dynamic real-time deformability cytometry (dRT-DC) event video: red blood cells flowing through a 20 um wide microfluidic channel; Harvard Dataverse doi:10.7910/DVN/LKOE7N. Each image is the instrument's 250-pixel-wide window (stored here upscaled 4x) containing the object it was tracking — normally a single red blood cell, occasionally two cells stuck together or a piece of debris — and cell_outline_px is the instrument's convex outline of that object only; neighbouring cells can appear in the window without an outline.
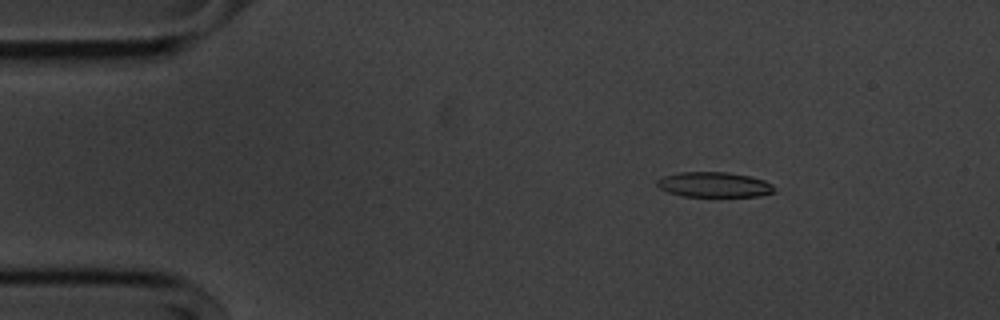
{"species": "common noctule bat (a hibernating species)", "species_latin": "Nyctalus noctula", "temperature_condition": "cold", "stored_images_in_passage": 55, "camera_frame_rate_fps": 3000, "um_per_image_px": 0.085, "animal": {"sex": "male", "body_mass_g": 20.1, "forearm_length_mm": 53.5}, "frame": {"image": 1, "passage_image": 8, "time_ms": 2.333, "image_size_px": [1000, 320], "cell_outline_px": [[776, 192], [760, 196], [684, 196], [668, 192], [660, 188], [656, 184], [656, 180], [664, 176], [680, 172], [728, 172], [748, 176], [764, 180], [772, 184]], "centroid_in_image_um": [60.71, 15.69], "position_along_channel_um": 24.3, "area_um2": 17.11}}
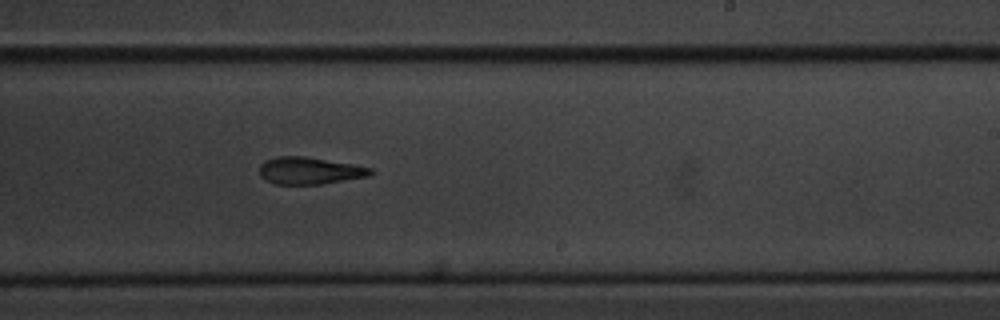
{"frame": {"image": 2, "passage_image": 33, "time_ms": 10.667, "image_size_px": [1000, 320], "cell_outline_px": [[372, 172], [368, 176], [320, 184], [272, 184], [264, 180], [260, 176], [260, 164], [264, 160], [276, 156], [304, 156], [352, 164], [372, 168]], "centroid_in_image_um": [26.24, 14.5], "position_along_channel_um": 262.8, "area_um2": 17.51}}
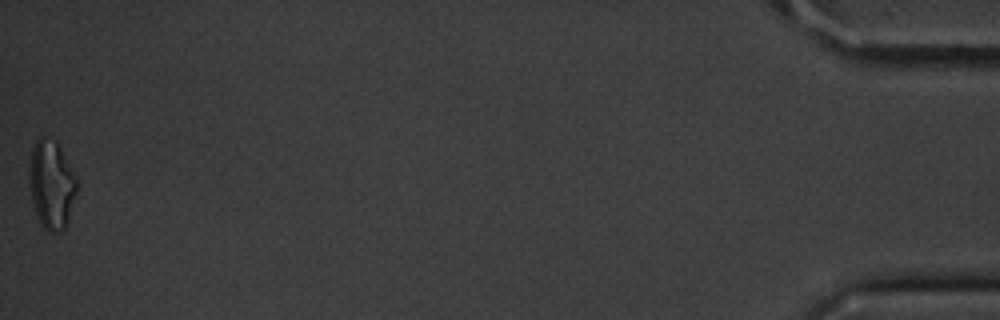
{"frame": {"image": 3, "passage_image": 55, "time_ms": 18.0, "image_size_px": [1000, 320], "cell_outline_px": [[76, 192], [68, 220], [64, 228], [60, 232], [48, 232], [40, 224], [32, 200], [28, 184], [28, 164], [32, 148], [36, 140], [40, 136], [44, 136], [56, 140], [76, 176]], "centroid_in_image_um": [4.34, 15.65], "position_along_channel_um": 430.9, "area_um2": 24.74}, "authors_computed_cell_mechanics": {"area_um2": 18.4382, "velocity_mm_per_s": 3.6184, "shape_relaxation_time_tau1_ms": 4.9151, "shape_relaxation_time_tau2_ms": 4.8537, "deformation_change_tau1": 0.132, "deformation_change_tau2": 0.1608}}